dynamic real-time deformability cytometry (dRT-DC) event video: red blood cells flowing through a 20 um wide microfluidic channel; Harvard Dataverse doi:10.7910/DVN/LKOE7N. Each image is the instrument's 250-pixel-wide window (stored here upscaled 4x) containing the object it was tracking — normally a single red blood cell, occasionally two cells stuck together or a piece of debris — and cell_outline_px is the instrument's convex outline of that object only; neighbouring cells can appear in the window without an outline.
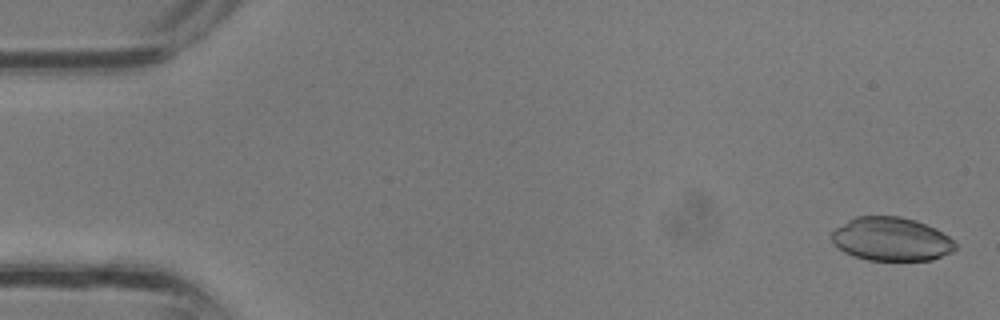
{"species": "common noctule bat (a hibernating species)", "species_latin": "Nyctalus noctula", "temperature_condition": "room temperature", "stored_images_in_passage": 34, "camera_frame_rate_fps": 3000, "um_per_image_px": 0.085, "animal": {"sex": "male", "body_mass_g": 13.3}, "frame": {"image": 1, "passage_image": 1, "time_ms": 0.0, "image_size_px": [1000, 320], "cell_outline_px": [[956, 248], [952, 252], [932, 260], [868, 260], [844, 252], [832, 240], [832, 232], [836, 228], [848, 220], [856, 216], [900, 216], [916, 220], [936, 228], [948, 236], [956, 244]], "centroid_in_image_um": [75.79, 20.32], "position_along_channel_um": 9.2, "area_um2": 31.27}}
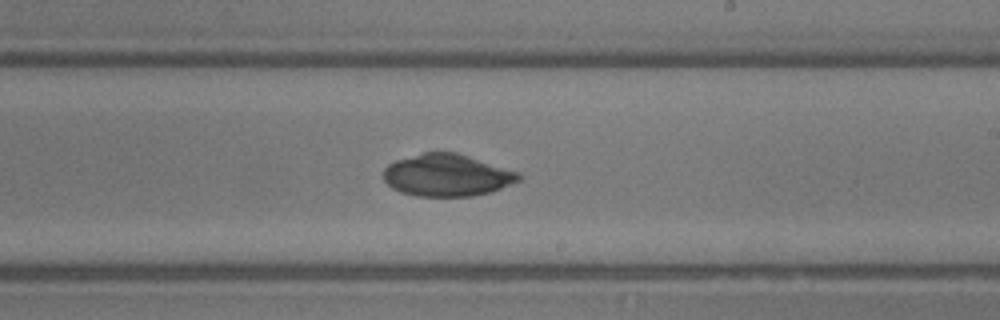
{"frame": {"image": 2, "passage_image": 20, "time_ms": 6.333, "image_size_px": [1000, 320], "cell_outline_px": [[524, 176], [520, 180], [492, 192], [472, 196], [416, 196], [400, 192], [392, 188], [384, 180], [384, 168], [388, 164], [396, 160], [424, 152], [456, 152], [520, 172]], "centroid_in_image_um": [38.02, 14.89], "position_along_channel_um": 251.0, "area_um2": 33.35}}
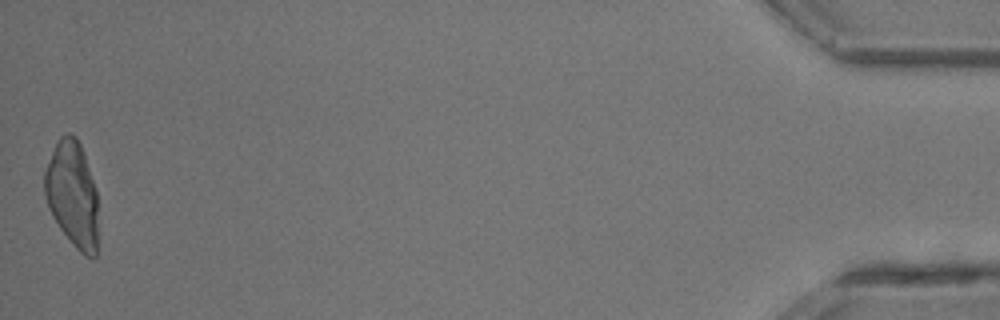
{"frame": {"image": 3, "passage_image": 34, "time_ms": 11.0, "image_size_px": [1000, 320], "cell_outline_px": [[96, 256], [84, 256], [72, 244], [60, 228], [52, 216], [48, 208], [44, 192], [44, 172], [56, 140], [60, 136], [68, 132], [76, 136], [84, 152], [96, 188]], "centroid_in_image_um": [6.13, 16.46], "position_along_channel_um": 429.1, "area_um2": 33.0}}